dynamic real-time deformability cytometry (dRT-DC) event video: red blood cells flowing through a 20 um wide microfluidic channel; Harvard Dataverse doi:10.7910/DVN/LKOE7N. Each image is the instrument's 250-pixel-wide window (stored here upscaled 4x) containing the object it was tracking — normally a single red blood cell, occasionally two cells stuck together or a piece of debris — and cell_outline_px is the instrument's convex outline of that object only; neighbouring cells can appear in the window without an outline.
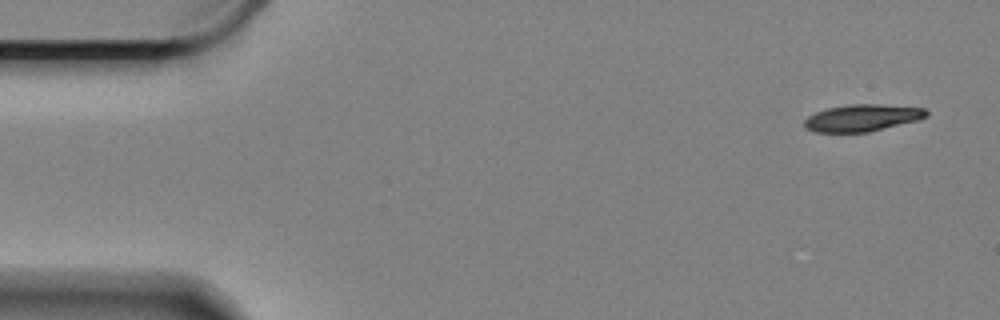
{"species": "Egyptian fruit bat (a non-hibernating species)", "species_latin": "Rousettus aegyptiacus", "temperature_condition": "cold", "stored_images_in_passage": 57, "camera_frame_rate_fps": 3000, "um_per_image_px": 0.085, "animal": {"sex": "female"}, "frame": {"image": 1, "passage_image": 1, "time_ms": 0.0, "image_size_px": [1000, 320], "cell_outline_px": [[928, 116], [920, 120], [868, 132], [816, 132], [804, 128], [804, 120], [808, 116], [816, 112], [828, 108], [848, 104], [876, 104], [924, 108], [928, 112]], "centroid_in_image_um": [73.29, 10.02], "position_along_channel_um": 11.7, "area_um2": 19.19}}
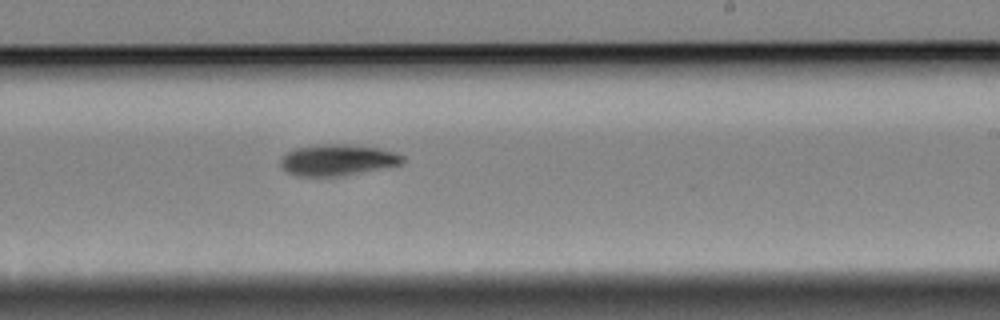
{"frame": {"image": 2, "passage_image": 33, "time_ms": 10.667, "image_size_px": [1000, 320], "cell_outline_px": [[404, 160], [400, 164], [340, 176], [296, 176], [288, 172], [280, 164], [280, 156], [296, 148], [316, 144], [344, 144], [376, 148], [396, 152], [404, 156]], "centroid_in_image_um": [28.64, 13.59], "position_along_channel_um": 260.4, "area_um2": 21.96}}
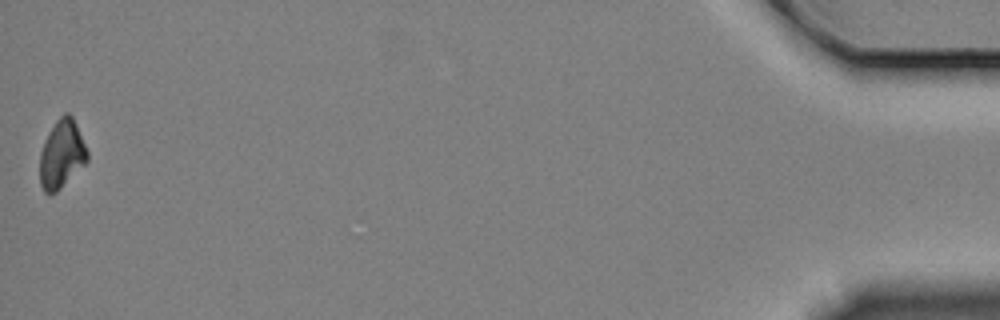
{"frame": {"image": 3, "passage_image": 57, "time_ms": 18.667, "image_size_px": [1000, 320], "cell_outline_px": [[88, 160], [56, 192], [44, 192], [40, 184], [40, 152], [44, 140], [48, 132], [56, 120], [64, 112], [68, 112], [72, 116], [76, 124], [88, 152]], "centroid_in_image_um": [5.23, 13.07], "position_along_channel_um": 430.0, "area_um2": 18.67}, "authors_computed_cell_mechanics": {"area_um2": 20.7502, "velocity_mm_per_s": 3.3221, "shape_relaxation_time_tau1_ms": 2.8316, "shape_relaxation_time_tau2_ms": null, "deformation_change_tau1": 0.1171, "deformation_change_tau2": null}}